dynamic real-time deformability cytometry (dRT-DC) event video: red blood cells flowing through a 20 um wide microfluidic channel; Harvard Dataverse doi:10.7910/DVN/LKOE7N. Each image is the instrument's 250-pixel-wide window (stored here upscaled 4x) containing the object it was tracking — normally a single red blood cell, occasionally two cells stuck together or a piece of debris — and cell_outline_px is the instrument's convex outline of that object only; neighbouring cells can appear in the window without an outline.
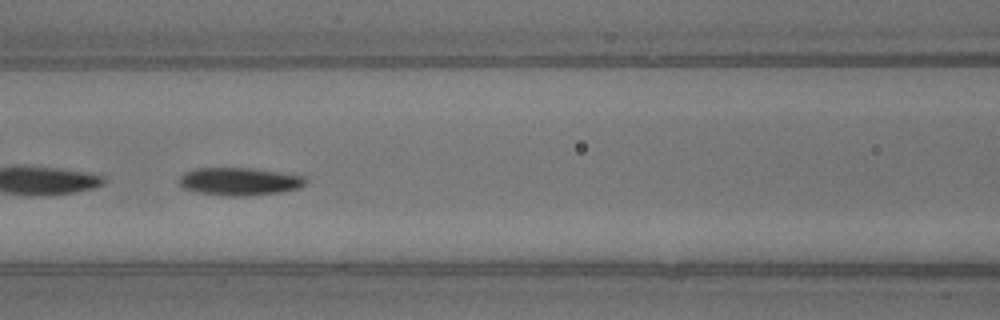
{"species": "common noctule bat (a hibernating species)", "species_latin": "Nyctalus noctula", "temperature_condition": "warm", "stored_images_in_passage": 52, "segment_of_instrument_passage": [2, 2], "camera_frame_rate_fps": 3000, "um_per_image_px": 0.085, "animal": {"sex": "male", "body_mass_g": 13.3}, "frame": {"image": 1, "passage_image": 23, "time_ms": 7.333, "image_size_px": [1000, 320], "cell_outline_px": [[308, 180], [300, 188], [280, 192], [244, 196], [224, 196], [196, 192], [184, 188], [180, 184], [180, 176], [184, 172], [196, 168], [256, 168], [304, 176]], "centroid_in_image_um": [20.36, 15.42], "position_along_channel_um": 146.2, "area_um2": 20.58}}